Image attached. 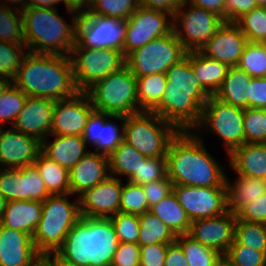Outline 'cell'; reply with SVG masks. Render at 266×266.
I'll use <instances>...</instances> for the list:
<instances>
[{
	"label": "cell",
	"instance_id": "7402d4cb",
	"mask_svg": "<svg viewBox=\"0 0 266 266\" xmlns=\"http://www.w3.org/2000/svg\"><path fill=\"white\" fill-rule=\"evenodd\" d=\"M54 105L55 100L27 96L11 127L42 142L51 135Z\"/></svg>",
	"mask_w": 266,
	"mask_h": 266
},
{
	"label": "cell",
	"instance_id": "b9f144b4",
	"mask_svg": "<svg viewBox=\"0 0 266 266\" xmlns=\"http://www.w3.org/2000/svg\"><path fill=\"white\" fill-rule=\"evenodd\" d=\"M149 209L142 185L128 181L122 186L119 207L120 213L139 216L149 211Z\"/></svg>",
	"mask_w": 266,
	"mask_h": 266
},
{
	"label": "cell",
	"instance_id": "4fadbf2b",
	"mask_svg": "<svg viewBox=\"0 0 266 266\" xmlns=\"http://www.w3.org/2000/svg\"><path fill=\"white\" fill-rule=\"evenodd\" d=\"M127 20L81 13L77 22L76 42L82 48H113L123 53Z\"/></svg>",
	"mask_w": 266,
	"mask_h": 266
},
{
	"label": "cell",
	"instance_id": "e7e4bbea",
	"mask_svg": "<svg viewBox=\"0 0 266 266\" xmlns=\"http://www.w3.org/2000/svg\"><path fill=\"white\" fill-rule=\"evenodd\" d=\"M51 266H77L61 260L55 253L43 256Z\"/></svg>",
	"mask_w": 266,
	"mask_h": 266
},
{
	"label": "cell",
	"instance_id": "2644e50d",
	"mask_svg": "<svg viewBox=\"0 0 266 266\" xmlns=\"http://www.w3.org/2000/svg\"><path fill=\"white\" fill-rule=\"evenodd\" d=\"M216 266H233L224 257L217 263Z\"/></svg>",
	"mask_w": 266,
	"mask_h": 266
},
{
	"label": "cell",
	"instance_id": "8c879c8a",
	"mask_svg": "<svg viewBox=\"0 0 266 266\" xmlns=\"http://www.w3.org/2000/svg\"><path fill=\"white\" fill-rule=\"evenodd\" d=\"M257 6L259 7H266V0H255Z\"/></svg>",
	"mask_w": 266,
	"mask_h": 266
},
{
	"label": "cell",
	"instance_id": "1f68e13d",
	"mask_svg": "<svg viewBox=\"0 0 266 266\" xmlns=\"http://www.w3.org/2000/svg\"><path fill=\"white\" fill-rule=\"evenodd\" d=\"M51 195L70 194L69 171L42 151L34 163Z\"/></svg>",
	"mask_w": 266,
	"mask_h": 266
},
{
	"label": "cell",
	"instance_id": "277c9868",
	"mask_svg": "<svg viewBox=\"0 0 266 266\" xmlns=\"http://www.w3.org/2000/svg\"><path fill=\"white\" fill-rule=\"evenodd\" d=\"M118 244L110 218L81 216L55 254L77 266H111Z\"/></svg>",
	"mask_w": 266,
	"mask_h": 266
},
{
	"label": "cell",
	"instance_id": "7bdbcfd3",
	"mask_svg": "<svg viewBox=\"0 0 266 266\" xmlns=\"http://www.w3.org/2000/svg\"><path fill=\"white\" fill-rule=\"evenodd\" d=\"M0 194L7 201L24 200V168H0Z\"/></svg>",
	"mask_w": 266,
	"mask_h": 266
},
{
	"label": "cell",
	"instance_id": "bcb514c9",
	"mask_svg": "<svg viewBox=\"0 0 266 266\" xmlns=\"http://www.w3.org/2000/svg\"><path fill=\"white\" fill-rule=\"evenodd\" d=\"M245 143H266V109H244Z\"/></svg>",
	"mask_w": 266,
	"mask_h": 266
},
{
	"label": "cell",
	"instance_id": "603a6c76",
	"mask_svg": "<svg viewBox=\"0 0 266 266\" xmlns=\"http://www.w3.org/2000/svg\"><path fill=\"white\" fill-rule=\"evenodd\" d=\"M40 257L32 235L0 224V266H32Z\"/></svg>",
	"mask_w": 266,
	"mask_h": 266
},
{
	"label": "cell",
	"instance_id": "816d5d0a",
	"mask_svg": "<svg viewBox=\"0 0 266 266\" xmlns=\"http://www.w3.org/2000/svg\"><path fill=\"white\" fill-rule=\"evenodd\" d=\"M111 266H140V245L119 242Z\"/></svg>",
	"mask_w": 266,
	"mask_h": 266
},
{
	"label": "cell",
	"instance_id": "be15d7a7",
	"mask_svg": "<svg viewBox=\"0 0 266 266\" xmlns=\"http://www.w3.org/2000/svg\"><path fill=\"white\" fill-rule=\"evenodd\" d=\"M57 0H27V8H56Z\"/></svg>",
	"mask_w": 266,
	"mask_h": 266
},
{
	"label": "cell",
	"instance_id": "d590c367",
	"mask_svg": "<svg viewBox=\"0 0 266 266\" xmlns=\"http://www.w3.org/2000/svg\"><path fill=\"white\" fill-rule=\"evenodd\" d=\"M136 79L138 106L142 111H151L160 102L165 91L166 74L156 73Z\"/></svg>",
	"mask_w": 266,
	"mask_h": 266
},
{
	"label": "cell",
	"instance_id": "44dd1931",
	"mask_svg": "<svg viewBox=\"0 0 266 266\" xmlns=\"http://www.w3.org/2000/svg\"><path fill=\"white\" fill-rule=\"evenodd\" d=\"M112 119L122 120V126L111 121ZM124 120L125 116L109 115L94 110L82 134L85 144L92 143L96 146L95 152L109 156L124 140Z\"/></svg>",
	"mask_w": 266,
	"mask_h": 266
},
{
	"label": "cell",
	"instance_id": "a7ac6f4b",
	"mask_svg": "<svg viewBox=\"0 0 266 266\" xmlns=\"http://www.w3.org/2000/svg\"><path fill=\"white\" fill-rule=\"evenodd\" d=\"M7 200L0 194V219L6 209Z\"/></svg>",
	"mask_w": 266,
	"mask_h": 266
},
{
	"label": "cell",
	"instance_id": "2e32d148",
	"mask_svg": "<svg viewBox=\"0 0 266 266\" xmlns=\"http://www.w3.org/2000/svg\"><path fill=\"white\" fill-rule=\"evenodd\" d=\"M94 110L87 93L83 91L71 98L55 101L51 136H82L87 120Z\"/></svg>",
	"mask_w": 266,
	"mask_h": 266
},
{
	"label": "cell",
	"instance_id": "7c38bea8",
	"mask_svg": "<svg viewBox=\"0 0 266 266\" xmlns=\"http://www.w3.org/2000/svg\"><path fill=\"white\" fill-rule=\"evenodd\" d=\"M205 126L224 141L228 155L245 143L244 109L223 103L214 96L204 105L195 130Z\"/></svg>",
	"mask_w": 266,
	"mask_h": 266
},
{
	"label": "cell",
	"instance_id": "6f0895ef",
	"mask_svg": "<svg viewBox=\"0 0 266 266\" xmlns=\"http://www.w3.org/2000/svg\"><path fill=\"white\" fill-rule=\"evenodd\" d=\"M249 108L266 109V77L251 78Z\"/></svg>",
	"mask_w": 266,
	"mask_h": 266
},
{
	"label": "cell",
	"instance_id": "5b68a950",
	"mask_svg": "<svg viewBox=\"0 0 266 266\" xmlns=\"http://www.w3.org/2000/svg\"><path fill=\"white\" fill-rule=\"evenodd\" d=\"M57 11L56 8H26L22 11L29 52L69 56L76 43L80 14L73 13L72 23L68 24Z\"/></svg>",
	"mask_w": 266,
	"mask_h": 266
},
{
	"label": "cell",
	"instance_id": "ffe728a7",
	"mask_svg": "<svg viewBox=\"0 0 266 266\" xmlns=\"http://www.w3.org/2000/svg\"><path fill=\"white\" fill-rule=\"evenodd\" d=\"M247 43L246 36L235 22L224 21L200 52L210 59L233 67L238 65Z\"/></svg>",
	"mask_w": 266,
	"mask_h": 266
},
{
	"label": "cell",
	"instance_id": "6125c7cd",
	"mask_svg": "<svg viewBox=\"0 0 266 266\" xmlns=\"http://www.w3.org/2000/svg\"><path fill=\"white\" fill-rule=\"evenodd\" d=\"M59 3L63 2L66 5L68 13H84L89 10L91 0H57ZM84 7V9H83Z\"/></svg>",
	"mask_w": 266,
	"mask_h": 266
},
{
	"label": "cell",
	"instance_id": "9a60e30c",
	"mask_svg": "<svg viewBox=\"0 0 266 266\" xmlns=\"http://www.w3.org/2000/svg\"><path fill=\"white\" fill-rule=\"evenodd\" d=\"M172 191L191 222L228 212L226 186L173 185Z\"/></svg>",
	"mask_w": 266,
	"mask_h": 266
},
{
	"label": "cell",
	"instance_id": "ac0fdd59",
	"mask_svg": "<svg viewBox=\"0 0 266 266\" xmlns=\"http://www.w3.org/2000/svg\"><path fill=\"white\" fill-rule=\"evenodd\" d=\"M42 150V142L14 128L0 127V166L24 168L34 165Z\"/></svg>",
	"mask_w": 266,
	"mask_h": 266
},
{
	"label": "cell",
	"instance_id": "4316f807",
	"mask_svg": "<svg viewBox=\"0 0 266 266\" xmlns=\"http://www.w3.org/2000/svg\"><path fill=\"white\" fill-rule=\"evenodd\" d=\"M53 137L55 139L51 143L47 138L42 141L41 151L68 171L89 152L85 151L87 146L82 136L53 135Z\"/></svg>",
	"mask_w": 266,
	"mask_h": 266
},
{
	"label": "cell",
	"instance_id": "52a82bcc",
	"mask_svg": "<svg viewBox=\"0 0 266 266\" xmlns=\"http://www.w3.org/2000/svg\"><path fill=\"white\" fill-rule=\"evenodd\" d=\"M85 92L96 111L125 117L142 111L138 106L137 79L126 65Z\"/></svg>",
	"mask_w": 266,
	"mask_h": 266
},
{
	"label": "cell",
	"instance_id": "83f0119b",
	"mask_svg": "<svg viewBox=\"0 0 266 266\" xmlns=\"http://www.w3.org/2000/svg\"><path fill=\"white\" fill-rule=\"evenodd\" d=\"M228 210L235 215L266 193V179L238 175L234 185L225 178Z\"/></svg>",
	"mask_w": 266,
	"mask_h": 266
},
{
	"label": "cell",
	"instance_id": "89a4df30",
	"mask_svg": "<svg viewBox=\"0 0 266 266\" xmlns=\"http://www.w3.org/2000/svg\"><path fill=\"white\" fill-rule=\"evenodd\" d=\"M32 266H51V264L42 256Z\"/></svg>",
	"mask_w": 266,
	"mask_h": 266
},
{
	"label": "cell",
	"instance_id": "ee69618b",
	"mask_svg": "<svg viewBox=\"0 0 266 266\" xmlns=\"http://www.w3.org/2000/svg\"><path fill=\"white\" fill-rule=\"evenodd\" d=\"M27 95L12 84L0 94V127L4 129L3 122L13 124L26 102Z\"/></svg>",
	"mask_w": 266,
	"mask_h": 266
},
{
	"label": "cell",
	"instance_id": "7dc6e473",
	"mask_svg": "<svg viewBox=\"0 0 266 266\" xmlns=\"http://www.w3.org/2000/svg\"><path fill=\"white\" fill-rule=\"evenodd\" d=\"M25 49H27L26 45L0 41V75L14 80L26 54Z\"/></svg>",
	"mask_w": 266,
	"mask_h": 266
},
{
	"label": "cell",
	"instance_id": "7a4b0ae2",
	"mask_svg": "<svg viewBox=\"0 0 266 266\" xmlns=\"http://www.w3.org/2000/svg\"><path fill=\"white\" fill-rule=\"evenodd\" d=\"M166 167L167 176L173 185L226 186L223 167L208 153L203 138L191 131L178 132L170 141Z\"/></svg>",
	"mask_w": 266,
	"mask_h": 266
},
{
	"label": "cell",
	"instance_id": "681fc988",
	"mask_svg": "<svg viewBox=\"0 0 266 266\" xmlns=\"http://www.w3.org/2000/svg\"><path fill=\"white\" fill-rule=\"evenodd\" d=\"M109 218L113 223L119 242L138 244L139 216L118 212Z\"/></svg>",
	"mask_w": 266,
	"mask_h": 266
},
{
	"label": "cell",
	"instance_id": "5bb4252c",
	"mask_svg": "<svg viewBox=\"0 0 266 266\" xmlns=\"http://www.w3.org/2000/svg\"><path fill=\"white\" fill-rule=\"evenodd\" d=\"M173 27L171 14L139 6L127 20L126 37L123 45L124 57L126 58L131 52L143 47L153 39L170 34Z\"/></svg>",
	"mask_w": 266,
	"mask_h": 266
},
{
	"label": "cell",
	"instance_id": "f1b7e54d",
	"mask_svg": "<svg viewBox=\"0 0 266 266\" xmlns=\"http://www.w3.org/2000/svg\"><path fill=\"white\" fill-rule=\"evenodd\" d=\"M251 76L238 66L229 67L220 89L214 97L241 109L249 108Z\"/></svg>",
	"mask_w": 266,
	"mask_h": 266
},
{
	"label": "cell",
	"instance_id": "6da1fadb",
	"mask_svg": "<svg viewBox=\"0 0 266 266\" xmlns=\"http://www.w3.org/2000/svg\"><path fill=\"white\" fill-rule=\"evenodd\" d=\"M165 74V91L160 102L151 111L179 132H192L199 125L202 109L211 95L201 86L191 68L190 52L173 64Z\"/></svg>",
	"mask_w": 266,
	"mask_h": 266
},
{
	"label": "cell",
	"instance_id": "f6af8a7d",
	"mask_svg": "<svg viewBox=\"0 0 266 266\" xmlns=\"http://www.w3.org/2000/svg\"><path fill=\"white\" fill-rule=\"evenodd\" d=\"M223 257L233 266H266V253L239 244L235 239Z\"/></svg>",
	"mask_w": 266,
	"mask_h": 266
},
{
	"label": "cell",
	"instance_id": "91938a15",
	"mask_svg": "<svg viewBox=\"0 0 266 266\" xmlns=\"http://www.w3.org/2000/svg\"><path fill=\"white\" fill-rule=\"evenodd\" d=\"M164 266H188L182 248L176 242L167 246Z\"/></svg>",
	"mask_w": 266,
	"mask_h": 266
},
{
	"label": "cell",
	"instance_id": "d6986e66",
	"mask_svg": "<svg viewBox=\"0 0 266 266\" xmlns=\"http://www.w3.org/2000/svg\"><path fill=\"white\" fill-rule=\"evenodd\" d=\"M236 219V215L228 211L215 217L194 220L188 235L224 255L234 242Z\"/></svg>",
	"mask_w": 266,
	"mask_h": 266
},
{
	"label": "cell",
	"instance_id": "74e56055",
	"mask_svg": "<svg viewBox=\"0 0 266 266\" xmlns=\"http://www.w3.org/2000/svg\"><path fill=\"white\" fill-rule=\"evenodd\" d=\"M248 42L266 43V7H257L235 22Z\"/></svg>",
	"mask_w": 266,
	"mask_h": 266
},
{
	"label": "cell",
	"instance_id": "8d00e7d4",
	"mask_svg": "<svg viewBox=\"0 0 266 266\" xmlns=\"http://www.w3.org/2000/svg\"><path fill=\"white\" fill-rule=\"evenodd\" d=\"M0 41L26 45L24 38L22 11L0 2Z\"/></svg>",
	"mask_w": 266,
	"mask_h": 266
},
{
	"label": "cell",
	"instance_id": "e0dca14e",
	"mask_svg": "<svg viewBox=\"0 0 266 266\" xmlns=\"http://www.w3.org/2000/svg\"><path fill=\"white\" fill-rule=\"evenodd\" d=\"M122 181L108 176L96 186L85 190L79 198V212L82 217L109 218L119 212Z\"/></svg>",
	"mask_w": 266,
	"mask_h": 266
},
{
	"label": "cell",
	"instance_id": "60d3db41",
	"mask_svg": "<svg viewBox=\"0 0 266 266\" xmlns=\"http://www.w3.org/2000/svg\"><path fill=\"white\" fill-rule=\"evenodd\" d=\"M140 6L139 0H91L90 14L128 20Z\"/></svg>",
	"mask_w": 266,
	"mask_h": 266
},
{
	"label": "cell",
	"instance_id": "4dcf8cb0",
	"mask_svg": "<svg viewBox=\"0 0 266 266\" xmlns=\"http://www.w3.org/2000/svg\"><path fill=\"white\" fill-rule=\"evenodd\" d=\"M149 212L156 215L176 235L188 234L192 222L173 191L150 207Z\"/></svg>",
	"mask_w": 266,
	"mask_h": 266
},
{
	"label": "cell",
	"instance_id": "f546056e",
	"mask_svg": "<svg viewBox=\"0 0 266 266\" xmlns=\"http://www.w3.org/2000/svg\"><path fill=\"white\" fill-rule=\"evenodd\" d=\"M190 64L201 86L214 96L220 89L229 66L206 57L200 51H190Z\"/></svg>",
	"mask_w": 266,
	"mask_h": 266
},
{
	"label": "cell",
	"instance_id": "003e7915",
	"mask_svg": "<svg viewBox=\"0 0 266 266\" xmlns=\"http://www.w3.org/2000/svg\"><path fill=\"white\" fill-rule=\"evenodd\" d=\"M12 84L13 83L11 79L7 78L6 76L0 75V94L6 91Z\"/></svg>",
	"mask_w": 266,
	"mask_h": 266
},
{
	"label": "cell",
	"instance_id": "03108f58",
	"mask_svg": "<svg viewBox=\"0 0 266 266\" xmlns=\"http://www.w3.org/2000/svg\"><path fill=\"white\" fill-rule=\"evenodd\" d=\"M7 2L13 3L14 5L16 4V6H18V7H16V6H14V7H15V9H17L19 11H24L27 8V0H5L4 3H6V4H4V5L9 6L7 4Z\"/></svg>",
	"mask_w": 266,
	"mask_h": 266
},
{
	"label": "cell",
	"instance_id": "db71d44e",
	"mask_svg": "<svg viewBox=\"0 0 266 266\" xmlns=\"http://www.w3.org/2000/svg\"><path fill=\"white\" fill-rule=\"evenodd\" d=\"M237 219L245 222L266 224V193L254 202L245 205L237 214Z\"/></svg>",
	"mask_w": 266,
	"mask_h": 266
},
{
	"label": "cell",
	"instance_id": "d6a6232c",
	"mask_svg": "<svg viewBox=\"0 0 266 266\" xmlns=\"http://www.w3.org/2000/svg\"><path fill=\"white\" fill-rule=\"evenodd\" d=\"M139 225L138 244L140 246L155 243L171 244L176 241L177 235L149 211L139 215Z\"/></svg>",
	"mask_w": 266,
	"mask_h": 266
},
{
	"label": "cell",
	"instance_id": "9c48e42d",
	"mask_svg": "<svg viewBox=\"0 0 266 266\" xmlns=\"http://www.w3.org/2000/svg\"><path fill=\"white\" fill-rule=\"evenodd\" d=\"M76 86L85 92L95 82L126 65L122 51L113 48H82L77 42L69 54Z\"/></svg>",
	"mask_w": 266,
	"mask_h": 266
},
{
	"label": "cell",
	"instance_id": "cb8c5ba5",
	"mask_svg": "<svg viewBox=\"0 0 266 266\" xmlns=\"http://www.w3.org/2000/svg\"><path fill=\"white\" fill-rule=\"evenodd\" d=\"M108 171V156L89 151L69 170L70 194L78 197L110 176Z\"/></svg>",
	"mask_w": 266,
	"mask_h": 266
},
{
	"label": "cell",
	"instance_id": "30bf717a",
	"mask_svg": "<svg viewBox=\"0 0 266 266\" xmlns=\"http://www.w3.org/2000/svg\"><path fill=\"white\" fill-rule=\"evenodd\" d=\"M186 53L173 30L170 34L153 39L131 52L126 57V66L135 77L165 74L173 64L183 59Z\"/></svg>",
	"mask_w": 266,
	"mask_h": 266
},
{
	"label": "cell",
	"instance_id": "f35d334b",
	"mask_svg": "<svg viewBox=\"0 0 266 266\" xmlns=\"http://www.w3.org/2000/svg\"><path fill=\"white\" fill-rule=\"evenodd\" d=\"M237 66L252 78L266 77V43L248 42Z\"/></svg>",
	"mask_w": 266,
	"mask_h": 266
},
{
	"label": "cell",
	"instance_id": "f907efd6",
	"mask_svg": "<svg viewBox=\"0 0 266 266\" xmlns=\"http://www.w3.org/2000/svg\"><path fill=\"white\" fill-rule=\"evenodd\" d=\"M50 195L36 166L24 167V200L43 202Z\"/></svg>",
	"mask_w": 266,
	"mask_h": 266
},
{
	"label": "cell",
	"instance_id": "680465c9",
	"mask_svg": "<svg viewBox=\"0 0 266 266\" xmlns=\"http://www.w3.org/2000/svg\"><path fill=\"white\" fill-rule=\"evenodd\" d=\"M139 4L141 7L163 11L174 17L175 12L184 4V0H139Z\"/></svg>",
	"mask_w": 266,
	"mask_h": 266
},
{
	"label": "cell",
	"instance_id": "f5cc1de1",
	"mask_svg": "<svg viewBox=\"0 0 266 266\" xmlns=\"http://www.w3.org/2000/svg\"><path fill=\"white\" fill-rule=\"evenodd\" d=\"M149 208L160 202L172 192L173 184L166 176L164 179L142 185Z\"/></svg>",
	"mask_w": 266,
	"mask_h": 266
},
{
	"label": "cell",
	"instance_id": "11a10c76",
	"mask_svg": "<svg viewBox=\"0 0 266 266\" xmlns=\"http://www.w3.org/2000/svg\"><path fill=\"white\" fill-rule=\"evenodd\" d=\"M168 245L155 243L140 246V266H164Z\"/></svg>",
	"mask_w": 266,
	"mask_h": 266
},
{
	"label": "cell",
	"instance_id": "836d02e7",
	"mask_svg": "<svg viewBox=\"0 0 266 266\" xmlns=\"http://www.w3.org/2000/svg\"><path fill=\"white\" fill-rule=\"evenodd\" d=\"M147 157L133 146L123 141L109 156V172L111 176H127L128 179L138 171L141 162ZM116 175V176H115Z\"/></svg>",
	"mask_w": 266,
	"mask_h": 266
},
{
	"label": "cell",
	"instance_id": "8992f818",
	"mask_svg": "<svg viewBox=\"0 0 266 266\" xmlns=\"http://www.w3.org/2000/svg\"><path fill=\"white\" fill-rule=\"evenodd\" d=\"M68 196L72 194L50 195L42 202V216L33 235L35 249L41 256L55 253L81 217L79 198L71 203Z\"/></svg>",
	"mask_w": 266,
	"mask_h": 266
},
{
	"label": "cell",
	"instance_id": "3957f363",
	"mask_svg": "<svg viewBox=\"0 0 266 266\" xmlns=\"http://www.w3.org/2000/svg\"><path fill=\"white\" fill-rule=\"evenodd\" d=\"M12 83L27 96L55 101L71 98L79 92L68 55L28 51Z\"/></svg>",
	"mask_w": 266,
	"mask_h": 266
},
{
	"label": "cell",
	"instance_id": "c3c4849f",
	"mask_svg": "<svg viewBox=\"0 0 266 266\" xmlns=\"http://www.w3.org/2000/svg\"><path fill=\"white\" fill-rule=\"evenodd\" d=\"M167 176L166 156L165 157H147L140 163L136 171L127 181L143 185L152 181L164 179Z\"/></svg>",
	"mask_w": 266,
	"mask_h": 266
},
{
	"label": "cell",
	"instance_id": "d4e9b609",
	"mask_svg": "<svg viewBox=\"0 0 266 266\" xmlns=\"http://www.w3.org/2000/svg\"><path fill=\"white\" fill-rule=\"evenodd\" d=\"M228 157L237 175L266 179V143H244Z\"/></svg>",
	"mask_w": 266,
	"mask_h": 266
},
{
	"label": "cell",
	"instance_id": "9f6ffc18",
	"mask_svg": "<svg viewBox=\"0 0 266 266\" xmlns=\"http://www.w3.org/2000/svg\"><path fill=\"white\" fill-rule=\"evenodd\" d=\"M255 0H225V21L236 22L253 8H257Z\"/></svg>",
	"mask_w": 266,
	"mask_h": 266
},
{
	"label": "cell",
	"instance_id": "94428289",
	"mask_svg": "<svg viewBox=\"0 0 266 266\" xmlns=\"http://www.w3.org/2000/svg\"><path fill=\"white\" fill-rule=\"evenodd\" d=\"M184 3L204 8L219 15L225 21V0H184Z\"/></svg>",
	"mask_w": 266,
	"mask_h": 266
},
{
	"label": "cell",
	"instance_id": "8fae6325",
	"mask_svg": "<svg viewBox=\"0 0 266 266\" xmlns=\"http://www.w3.org/2000/svg\"><path fill=\"white\" fill-rule=\"evenodd\" d=\"M185 8L187 11L182 10ZM173 23L177 39L182 43L184 49L190 52L200 51L224 23V20L204 8L184 3L175 12Z\"/></svg>",
	"mask_w": 266,
	"mask_h": 266
},
{
	"label": "cell",
	"instance_id": "e575fe53",
	"mask_svg": "<svg viewBox=\"0 0 266 266\" xmlns=\"http://www.w3.org/2000/svg\"><path fill=\"white\" fill-rule=\"evenodd\" d=\"M175 242L182 248L188 266H216L223 258L220 252L204 246L188 234L177 235Z\"/></svg>",
	"mask_w": 266,
	"mask_h": 266
},
{
	"label": "cell",
	"instance_id": "ba28073f",
	"mask_svg": "<svg viewBox=\"0 0 266 266\" xmlns=\"http://www.w3.org/2000/svg\"><path fill=\"white\" fill-rule=\"evenodd\" d=\"M178 130L152 111L125 117L124 140L146 157H165Z\"/></svg>",
	"mask_w": 266,
	"mask_h": 266
},
{
	"label": "cell",
	"instance_id": "484cf974",
	"mask_svg": "<svg viewBox=\"0 0 266 266\" xmlns=\"http://www.w3.org/2000/svg\"><path fill=\"white\" fill-rule=\"evenodd\" d=\"M42 216V202L32 200L7 201L0 219L4 227L34 235Z\"/></svg>",
	"mask_w": 266,
	"mask_h": 266
},
{
	"label": "cell",
	"instance_id": "ab89813d",
	"mask_svg": "<svg viewBox=\"0 0 266 266\" xmlns=\"http://www.w3.org/2000/svg\"><path fill=\"white\" fill-rule=\"evenodd\" d=\"M234 239L239 244L266 253V224L236 219Z\"/></svg>",
	"mask_w": 266,
	"mask_h": 266
}]
</instances>
